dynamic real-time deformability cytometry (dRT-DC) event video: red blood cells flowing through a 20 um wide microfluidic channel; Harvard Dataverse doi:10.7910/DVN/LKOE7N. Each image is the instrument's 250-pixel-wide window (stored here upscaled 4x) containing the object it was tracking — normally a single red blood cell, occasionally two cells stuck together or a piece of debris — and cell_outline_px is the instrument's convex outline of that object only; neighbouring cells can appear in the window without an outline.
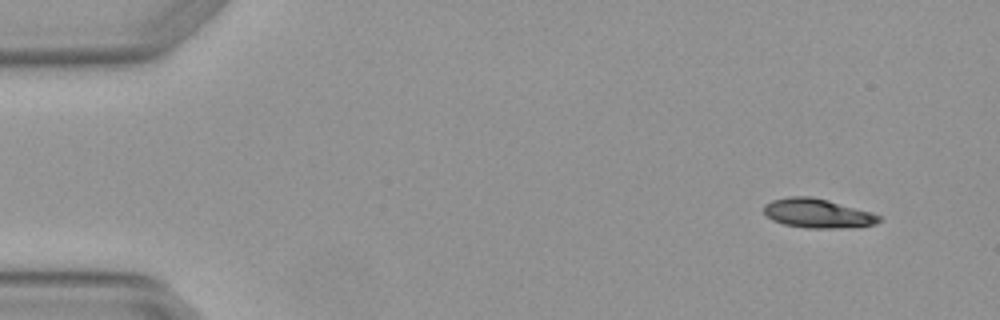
{"species": "Egyptian fruit bat (a non-hibernating species)", "species_latin": "Rousettus aegyptiacus", "temperature_condition": "warm", "stored_images_in_passage": 4, "camera_frame_rate_fps": 3000, "um_per_image_px": 0.085, "animal": {"sex": "female"}, "frame": {"image": 1, "passage_image": 1, "time_ms": 0.0, "image_size_px": [1000, 320], "cell_outline_px": [[880, 220], [876, 224], [840, 228], [804, 228], [784, 224], [772, 220], [764, 212], [764, 204], [772, 200], [788, 196], [812, 196], [828, 200], [872, 212], [880, 216]], "centroid_in_image_um": [69.47, 18.12], "position_along_channel_um": 15.5, "area_um2": 19.59}}
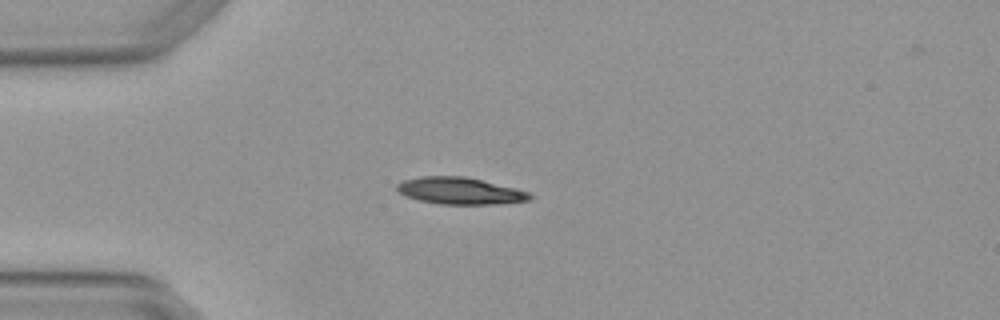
{"frame": {"image": 2, "passage_image": 3, "time_ms": 0.667, "image_size_px": [1000, 320], "cell_outline_px": [[532, 200], [496, 204], [440, 204], [420, 200], [396, 192], [396, 184], [404, 180], [420, 176], [464, 176], [516, 188], [532, 192]], "centroid_in_image_um": [39.12, 16.22], "position_along_channel_um": 45.9, "area_um2": 20.87}}